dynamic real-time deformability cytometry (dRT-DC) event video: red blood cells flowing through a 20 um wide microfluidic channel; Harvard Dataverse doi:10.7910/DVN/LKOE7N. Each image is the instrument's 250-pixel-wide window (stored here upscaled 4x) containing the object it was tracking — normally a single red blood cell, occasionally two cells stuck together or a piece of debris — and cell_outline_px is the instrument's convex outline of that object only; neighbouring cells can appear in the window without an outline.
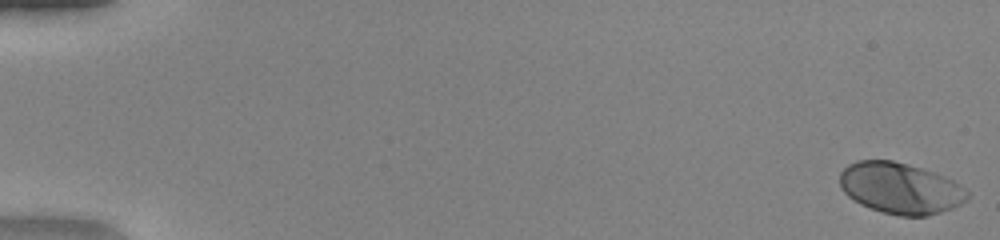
{"species": "human", "species_latin": "Homo sapiens", "temperature_condition": "warm", "stored_images_in_passage": 51, "camera_frame_rate_fps": 3000, "um_per_image_px": 0.085, "donor": {"sex": "female"}, "frame": {"image": 1, "passage_image": 1, "time_ms": 0.0, "image_size_px": [1000, 240], "cell_outline_px": [[968, 200], [952, 208], [928, 216], [900, 216], [884, 212], [860, 204], [852, 200], [840, 188], [840, 172], [848, 164], [856, 160], [892, 160], [908, 164], [944, 176], [960, 184], [968, 192]], "centroid_in_image_um": [76.51, 15.99], "position_along_channel_um": 8.5, "area_um2": 38.03}}
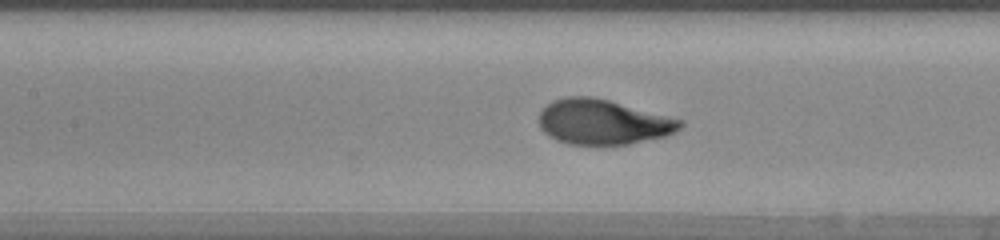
{"frame": {"image": 2, "passage_image": 25, "time_ms": 8.0, "image_size_px": [1000, 240], "cell_outline_px": [[684, 124], [676, 132], [664, 136], [628, 144], [568, 144], [556, 140], [548, 136], [540, 128], [540, 112], [552, 100], [568, 96], [592, 96], [608, 100], [684, 120]], "centroid_in_image_um": [51.25, 10.36], "position_along_channel_um": 156.2, "area_um2": 36.88}}
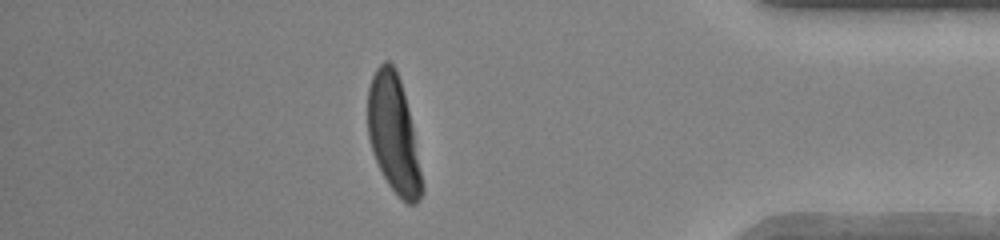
{"frame": {"image": 3, "passage_image": 45, "time_ms": 14.667, "image_size_px": [1000, 240], "cell_outline_px": [[424, 192], [420, 200], [416, 204], [408, 204], [388, 184], [376, 160], [368, 136], [368, 88], [372, 76], [376, 68], [384, 60], [388, 60], [396, 68], [400, 80], [408, 108], [424, 188]], "centroid_in_image_um": [33.45, 11.39], "position_along_channel_um": 401.8, "area_um2": 36.53}, "authors_computed_cell_mechanics": {"area_um2": 37.281, "velocity_mm_per_s": 4.1296, "shape_relaxation_time_tau1_ms": 2.7008, "shape_relaxation_time_tau2_ms": null, "deformation_change_tau1": 0.1842, "deformation_change_tau2": null}}